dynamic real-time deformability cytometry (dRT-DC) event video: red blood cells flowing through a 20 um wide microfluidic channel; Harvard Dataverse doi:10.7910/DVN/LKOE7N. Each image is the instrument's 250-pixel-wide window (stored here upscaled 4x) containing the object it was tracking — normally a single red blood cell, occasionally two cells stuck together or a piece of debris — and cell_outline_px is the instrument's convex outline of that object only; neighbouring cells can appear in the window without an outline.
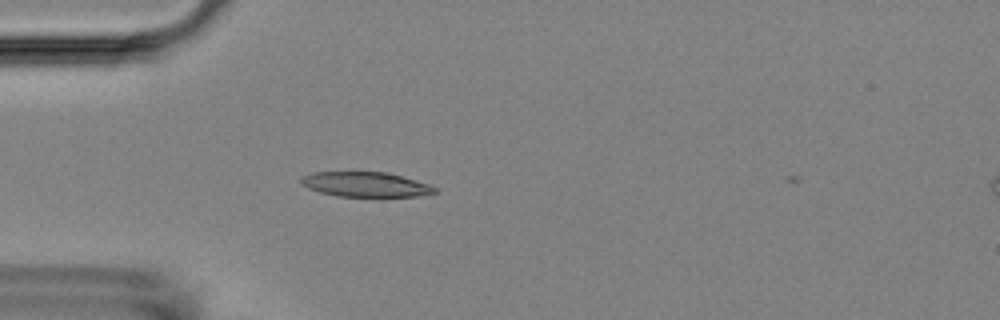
{"species": "Egyptian fruit bat (a non-hibernating species)", "species_latin": "Rousettus aegyptiacus", "temperature_condition": "room temperature", "stored_images_in_passage": 40, "camera_frame_rate_fps": 3000, "um_per_image_px": 0.085, "animal": {"sex": "female"}, "frame": {"image": 1, "passage_image": 1, "time_ms": 0.0, "image_size_px": [1000, 320], "cell_outline_px": [[436, 192], [416, 196], [336, 196], [320, 192], [308, 188], [300, 184], [300, 180], [304, 176], [312, 172], [388, 172], [428, 184], [436, 188]], "centroid_in_image_um": [31.03, 15.67], "position_along_channel_um": 54.0, "area_um2": 19.13}}
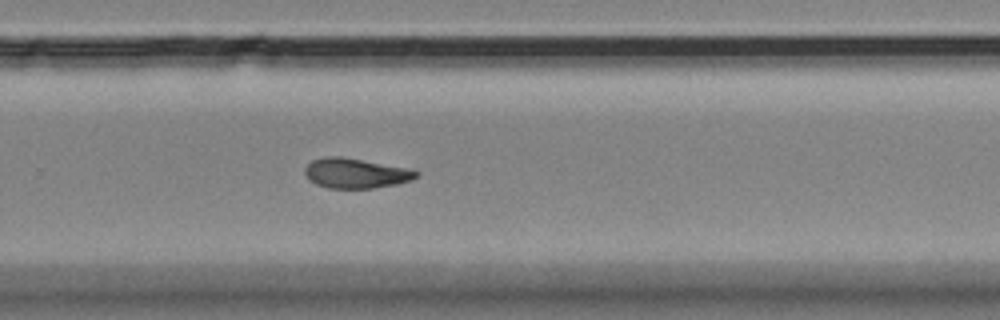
{"frame": {"image": 2, "passage_image": 22, "time_ms": 7.0, "image_size_px": [1000, 320], "cell_outline_px": [[420, 172], [412, 180], [396, 184], [372, 188], [328, 188], [316, 184], [304, 172], [304, 168], [312, 160], [324, 156], [344, 156], [416, 168]], "centroid_in_image_um": [30.32, 14.69], "position_along_channel_um": 299.5, "area_um2": 19.88}}
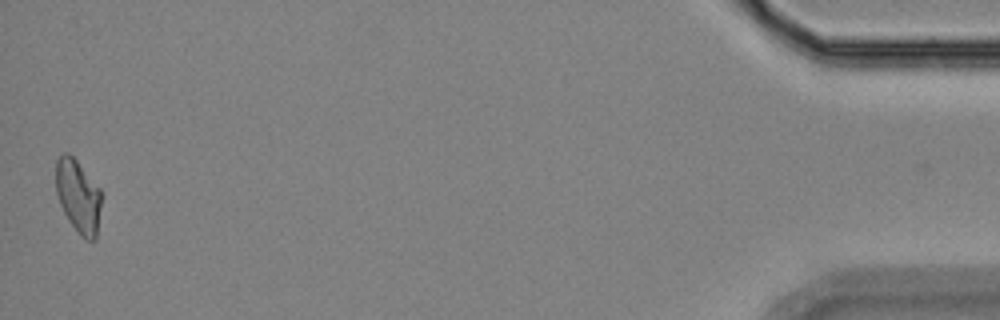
{"frame": {"image": 3, "passage_image": 40, "time_ms": 13.0, "image_size_px": [1000, 320], "cell_outline_px": [[104, 196], [96, 240], [84, 240], [80, 236], [68, 220], [60, 204], [56, 192], [56, 160], [64, 152], [68, 152], [76, 160], [100, 188]], "centroid_in_image_um": [6.69, 16.72], "position_along_channel_um": 428.5, "area_um2": 19.88}, "authors_computed_cell_mechanics": {"area_um2": 19.7098, "velocity_mm_per_s": 3.6159, "shape_relaxation_time_tau1_ms": 5.1782, "shape_relaxation_time_tau2_ms": 4.5507, "deformation_change_tau1": 0.1511, "deformation_change_tau2": 0.112}}